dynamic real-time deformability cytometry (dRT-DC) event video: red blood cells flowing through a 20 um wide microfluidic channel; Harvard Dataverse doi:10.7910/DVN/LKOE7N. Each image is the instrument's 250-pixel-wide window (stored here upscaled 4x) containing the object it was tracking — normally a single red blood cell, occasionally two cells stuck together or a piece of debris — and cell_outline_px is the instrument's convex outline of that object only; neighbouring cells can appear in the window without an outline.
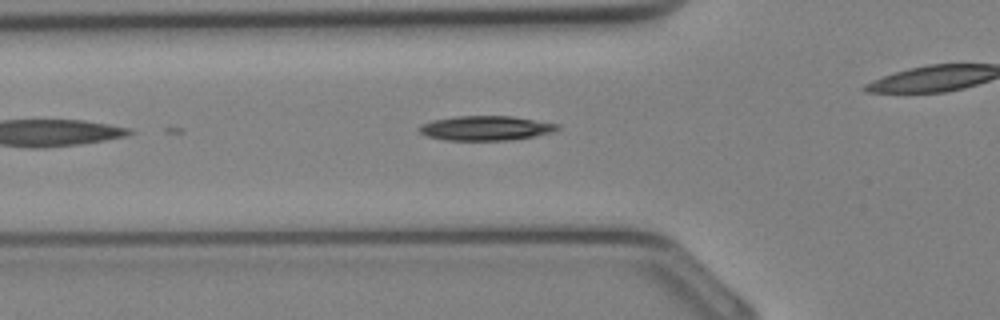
{"species": "Egyptian fruit bat (a non-hibernating species)", "species_latin": "Rousettus aegyptiacus", "temperature_condition": "cold", "stored_images_in_passage": 12, "camera_frame_rate_fps": 3000, "um_per_image_px": 0.085, "animal": {"sex": "female"}, "frame": {"image": 1, "passage_image": 4, "time_ms": 1.0, "image_size_px": [1000, 320], "cell_outline_px": [[560, 128], [552, 132], [532, 136], [508, 140], [444, 140], [428, 136], [420, 132], [420, 124], [432, 120], [456, 116], [512, 116], [560, 124]], "centroid_in_image_um": [41.29, 10.88], "position_along_channel_um": 84.5, "area_um2": 19.65}}
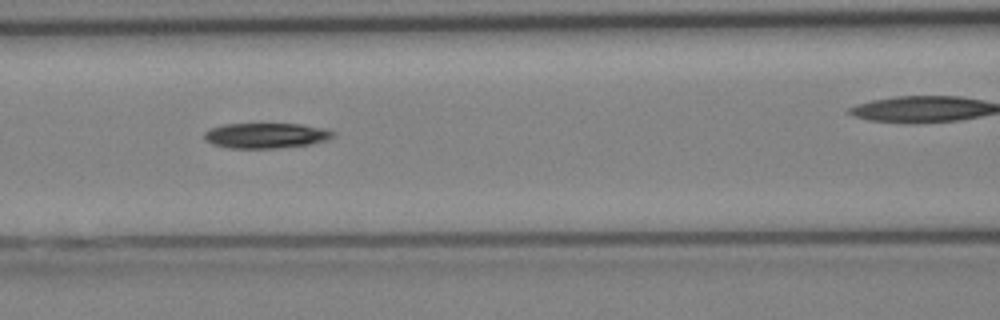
{"frame": {"image": 2, "passage_image": 7, "time_ms": 2.0, "image_size_px": [1000, 320], "cell_outline_px": [[336, 136], [324, 140], [308, 144], [276, 148], [228, 148], [212, 144], [204, 140], [204, 132], [212, 128], [224, 124], [300, 124], [324, 128], [336, 132]], "centroid_in_image_um": [22.59, 11.52], "position_along_channel_um": 144.0, "area_um2": 18.9}}